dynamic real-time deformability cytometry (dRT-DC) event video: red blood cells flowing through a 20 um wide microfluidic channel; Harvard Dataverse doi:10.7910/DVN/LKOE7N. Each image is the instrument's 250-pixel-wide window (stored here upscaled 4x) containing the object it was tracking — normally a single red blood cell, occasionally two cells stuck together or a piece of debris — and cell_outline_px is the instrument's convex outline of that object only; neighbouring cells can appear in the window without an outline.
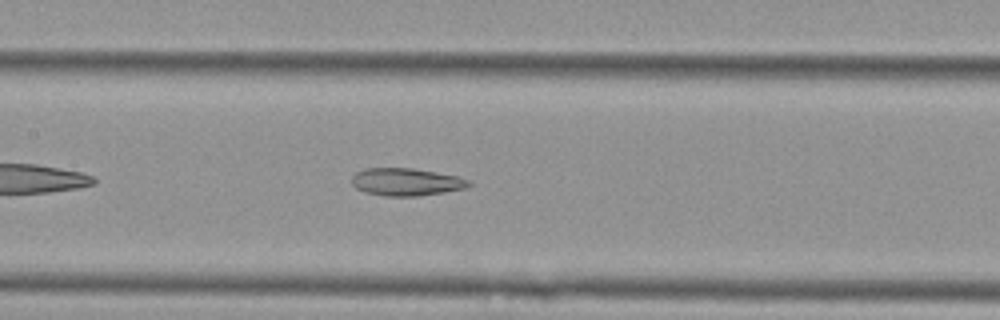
{"species": "Egyptian fruit bat (a non-hibernating species)", "species_latin": "Rousettus aegyptiacus", "temperature_condition": "cold", "stored_images_in_passage": 40, "camera_frame_rate_fps": 3000, "um_per_image_px": 0.085, "animal": {"sex": "female"}, "frame": {"image": 1, "passage_image": 12, "time_ms": 3.667, "image_size_px": [1000, 320], "cell_outline_px": [[472, 184], [468, 188], [444, 192], [416, 196], [384, 196], [364, 192], [356, 188], [352, 184], [352, 176], [356, 172], [364, 168], [412, 168], [456, 176], [468, 180]], "centroid_in_image_um": [34.5, 15.47], "position_along_channel_um": 172.9, "area_um2": 18.79}, "authors_computed_cell_mechanics": {"area_um2": 20.7791, "velocity_mm_per_s": 3.78, "shape_relaxation_time_tau1_ms": null, "shape_relaxation_time_tau2_ms": 4.7821, "deformation_change_tau1": null, "deformation_change_tau2": 0.1508}}